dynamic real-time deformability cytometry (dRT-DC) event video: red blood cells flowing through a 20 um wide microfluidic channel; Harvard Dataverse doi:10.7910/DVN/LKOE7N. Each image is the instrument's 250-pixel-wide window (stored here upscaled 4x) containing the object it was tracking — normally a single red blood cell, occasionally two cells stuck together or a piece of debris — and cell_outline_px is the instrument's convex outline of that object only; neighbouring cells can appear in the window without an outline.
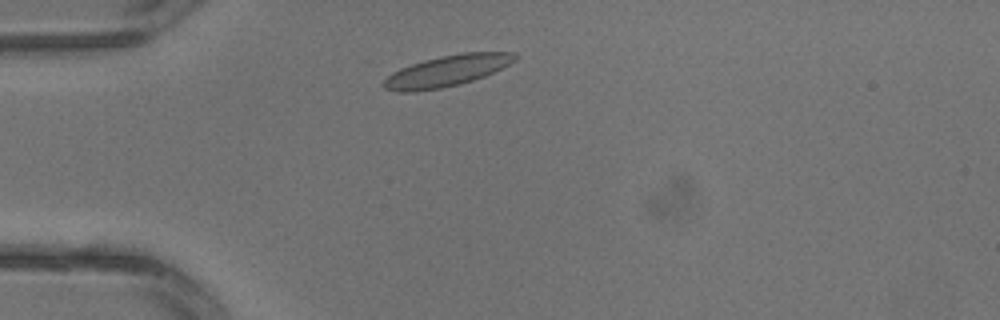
{"species": "common noctule bat (a hibernating species)", "species_latin": "Nyctalus noctula", "temperature_condition": "warm", "stored_images_in_passage": 1, "camera_frame_rate_fps": 3000, "um_per_image_px": 0.085, "animal": {"sex": "male", "body_mass_g": 13.3}, "frame": {"image": 1, "passage_image": 1, "time_ms": 0.0, "image_size_px": [1000, 320], "cell_outline_px": [[516, 60], [484, 76], [460, 84], [440, 88], [416, 92], [396, 92], [384, 88], [380, 84], [392, 72], [400, 68], [424, 60], [440, 56], [464, 52], [516, 52]], "centroid_in_image_um": [37.93, 6.03], "position_along_channel_um": 47.1, "area_um2": 23.7}}